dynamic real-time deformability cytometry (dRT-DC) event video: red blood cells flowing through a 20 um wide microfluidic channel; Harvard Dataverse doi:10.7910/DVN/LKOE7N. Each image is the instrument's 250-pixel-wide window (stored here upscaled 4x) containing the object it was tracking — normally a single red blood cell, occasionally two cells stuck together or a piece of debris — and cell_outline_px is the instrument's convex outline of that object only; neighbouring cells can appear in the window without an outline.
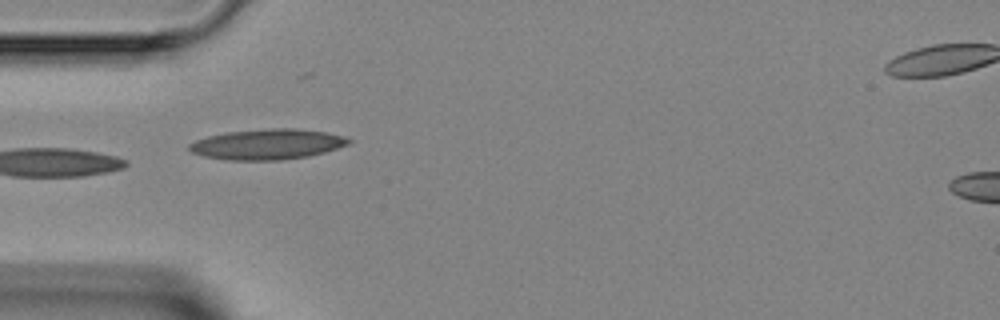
{"species": "Egyptian fruit bat (a non-hibernating species)", "species_latin": "Rousettus aegyptiacus", "temperature_condition": "room temperature", "stored_images_in_passage": 5, "camera_frame_rate_fps": 3000, "um_per_image_px": 0.085, "animal": {"sex": "female"}, "frame": {"image": 1, "passage_image": 2, "time_ms": 1.0, "image_size_px": [1000, 320], "cell_outline_px": [[352, 140], [348, 144], [324, 152], [308, 156], [280, 160], [224, 160], [204, 156], [192, 152], [188, 148], [188, 144], [196, 140], [208, 136], [228, 132], [272, 128], [296, 128], [324, 132], [344, 136]], "centroid_in_image_um": [22.7, 12.26], "position_along_channel_um": 62.3, "area_um2": 28.09}}
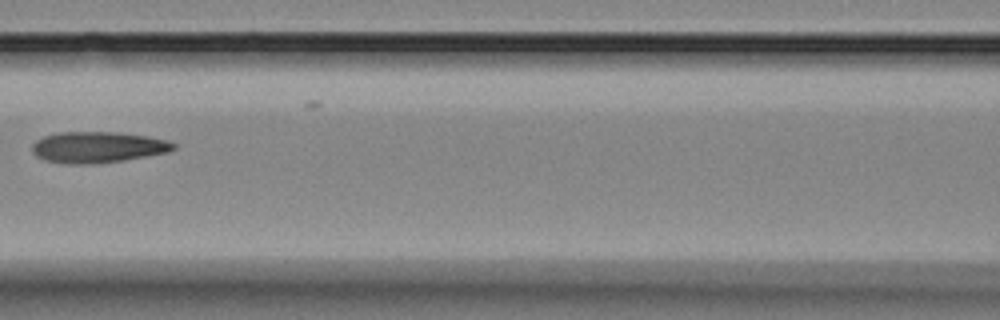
{"frame": {"image": 2, "passage_image": 4, "time_ms": 3.333, "image_size_px": [1000, 320], "cell_outline_px": [[176, 148], [168, 152], [124, 160], [92, 164], [64, 164], [44, 160], [36, 156], [32, 152], [32, 144], [36, 140], [44, 136], [60, 132], [116, 132], [148, 136], [168, 140], [176, 144]], "centroid_in_image_um": [8.3, 12.51], "position_along_channel_um": 158.3, "area_um2": 25.78}}
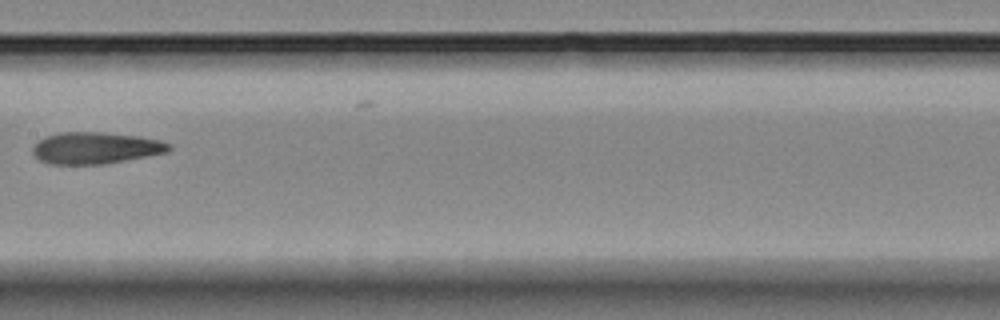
{"frame": {"image": 3, "passage_image": 5, "time_ms": 4.333, "image_size_px": [1000, 320], "cell_outline_px": [[172, 148], [168, 152], [148, 156], [104, 164], [48, 164], [40, 160], [32, 152], [32, 148], [44, 136], [60, 132], [100, 132], [140, 136], [160, 140], [172, 144]], "centroid_in_image_um": [8.15, 12.57], "position_along_channel_um": 199.3, "area_um2": 25.26}}